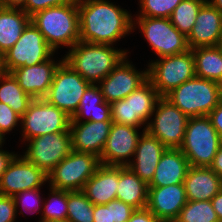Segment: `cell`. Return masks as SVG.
<instances>
[{"mask_svg":"<svg viewBox=\"0 0 222 222\" xmlns=\"http://www.w3.org/2000/svg\"><path fill=\"white\" fill-rule=\"evenodd\" d=\"M30 199H33V200H30ZM14 200L16 203V207H18L19 202L22 200L21 205H23V209H26V211H29L28 209L32 208L31 206L29 207V205H32V204L34 205V203L30 204L29 201L37 202L35 204L37 208L35 207V210H34V208H33V210L30 209L31 212L32 211L35 212L37 210L40 211L39 209H41V208H39L40 202H41V198L39 196V188L21 191L20 193H18L14 196ZM27 202L29 203L28 205H27ZM27 207H29V208L27 209Z\"/></svg>","mask_w":222,"mask_h":222,"instance_id":"cell-40","label":"cell"},{"mask_svg":"<svg viewBox=\"0 0 222 222\" xmlns=\"http://www.w3.org/2000/svg\"><path fill=\"white\" fill-rule=\"evenodd\" d=\"M189 167L188 159L180 149L167 148L159 160L154 177L148 187L183 183Z\"/></svg>","mask_w":222,"mask_h":222,"instance_id":"cell-25","label":"cell"},{"mask_svg":"<svg viewBox=\"0 0 222 222\" xmlns=\"http://www.w3.org/2000/svg\"><path fill=\"white\" fill-rule=\"evenodd\" d=\"M183 184L187 201H211L222 189V178L210 167L190 166Z\"/></svg>","mask_w":222,"mask_h":222,"instance_id":"cell-24","label":"cell"},{"mask_svg":"<svg viewBox=\"0 0 222 222\" xmlns=\"http://www.w3.org/2000/svg\"><path fill=\"white\" fill-rule=\"evenodd\" d=\"M85 116L88 117L85 121H112L110 103L104 101L98 85L90 84L86 88L70 122H81Z\"/></svg>","mask_w":222,"mask_h":222,"instance_id":"cell-26","label":"cell"},{"mask_svg":"<svg viewBox=\"0 0 222 222\" xmlns=\"http://www.w3.org/2000/svg\"><path fill=\"white\" fill-rule=\"evenodd\" d=\"M49 222H71L68 219H64V220H54V221H49Z\"/></svg>","mask_w":222,"mask_h":222,"instance_id":"cell-51","label":"cell"},{"mask_svg":"<svg viewBox=\"0 0 222 222\" xmlns=\"http://www.w3.org/2000/svg\"><path fill=\"white\" fill-rule=\"evenodd\" d=\"M128 222H162L156 218L153 213L146 207L143 209H136Z\"/></svg>","mask_w":222,"mask_h":222,"instance_id":"cell-41","label":"cell"},{"mask_svg":"<svg viewBox=\"0 0 222 222\" xmlns=\"http://www.w3.org/2000/svg\"><path fill=\"white\" fill-rule=\"evenodd\" d=\"M0 84V102L7 104L22 116L33 98L23 91L11 73L0 70Z\"/></svg>","mask_w":222,"mask_h":222,"instance_id":"cell-30","label":"cell"},{"mask_svg":"<svg viewBox=\"0 0 222 222\" xmlns=\"http://www.w3.org/2000/svg\"><path fill=\"white\" fill-rule=\"evenodd\" d=\"M16 155L0 178V194L14 197L24 190L37 189L48 181L45 174L24 156Z\"/></svg>","mask_w":222,"mask_h":222,"instance_id":"cell-15","label":"cell"},{"mask_svg":"<svg viewBox=\"0 0 222 222\" xmlns=\"http://www.w3.org/2000/svg\"><path fill=\"white\" fill-rule=\"evenodd\" d=\"M126 58L99 82L103 99L108 103L126 98L148 79L147 70L138 72Z\"/></svg>","mask_w":222,"mask_h":222,"instance_id":"cell-16","label":"cell"},{"mask_svg":"<svg viewBox=\"0 0 222 222\" xmlns=\"http://www.w3.org/2000/svg\"><path fill=\"white\" fill-rule=\"evenodd\" d=\"M100 165L96 155L71 150L48 174L50 188L80 191Z\"/></svg>","mask_w":222,"mask_h":222,"instance_id":"cell-8","label":"cell"},{"mask_svg":"<svg viewBox=\"0 0 222 222\" xmlns=\"http://www.w3.org/2000/svg\"><path fill=\"white\" fill-rule=\"evenodd\" d=\"M3 142H4V135L0 132V148L2 147Z\"/></svg>","mask_w":222,"mask_h":222,"instance_id":"cell-50","label":"cell"},{"mask_svg":"<svg viewBox=\"0 0 222 222\" xmlns=\"http://www.w3.org/2000/svg\"><path fill=\"white\" fill-rule=\"evenodd\" d=\"M54 52L42 33L30 22L15 45L2 56L0 70L10 73L20 67L39 64L50 59Z\"/></svg>","mask_w":222,"mask_h":222,"instance_id":"cell-9","label":"cell"},{"mask_svg":"<svg viewBox=\"0 0 222 222\" xmlns=\"http://www.w3.org/2000/svg\"><path fill=\"white\" fill-rule=\"evenodd\" d=\"M71 1L72 0H26L22 10L31 17L38 11L45 10L49 7L61 6Z\"/></svg>","mask_w":222,"mask_h":222,"instance_id":"cell-38","label":"cell"},{"mask_svg":"<svg viewBox=\"0 0 222 222\" xmlns=\"http://www.w3.org/2000/svg\"><path fill=\"white\" fill-rule=\"evenodd\" d=\"M61 62L60 60L59 63H55L52 59H48L39 64L20 67L10 73L24 92L33 99H40L47 95L55 71Z\"/></svg>","mask_w":222,"mask_h":222,"instance_id":"cell-20","label":"cell"},{"mask_svg":"<svg viewBox=\"0 0 222 222\" xmlns=\"http://www.w3.org/2000/svg\"><path fill=\"white\" fill-rule=\"evenodd\" d=\"M78 10L82 42L113 45L135 28L128 11L106 0H78Z\"/></svg>","mask_w":222,"mask_h":222,"instance_id":"cell-1","label":"cell"},{"mask_svg":"<svg viewBox=\"0 0 222 222\" xmlns=\"http://www.w3.org/2000/svg\"><path fill=\"white\" fill-rule=\"evenodd\" d=\"M155 108L154 121L148 122L143 131L158 138L166 148L180 149L189 117L164 96L158 99Z\"/></svg>","mask_w":222,"mask_h":222,"instance_id":"cell-11","label":"cell"},{"mask_svg":"<svg viewBox=\"0 0 222 222\" xmlns=\"http://www.w3.org/2000/svg\"><path fill=\"white\" fill-rule=\"evenodd\" d=\"M167 148L158 138L144 131L139 138L134 156L136 161H129V167L143 182L150 184L159 160Z\"/></svg>","mask_w":222,"mask_h":222,"instance_id":"cell-22","label":"cell"},{"mask_svg":"<svg viewBox=\"0 0 222 222\" xmlns=\"http://www.w3.org/2000/svg\"><path fill=\"white\" fill-rule=\"evenodd\" d=\"M111 126L112 121L70 122L71 149L100 157Z\"/></svg>","mask_w":222,"mask_h":222,"instance_id":"cell-19","label":"cell"},{"mask_svg":"<svg viewBox=\"0 0 222 222\" xmlns=\"http://www.w3.org/2000/svg\"><path fill=\"white\" fill-rule=\"evenodd\" d=\"M216 47L221 51L222 53V34L220 36V40L218 41Z\"/></svg>","mask_w":222,"mask_h":222,"instance_id":"cell-49","label":"cell"},{"mask_svg":"<svg viewBox=\"0 0 222 222\" xmlns=\"http://www.w3.org/2000/svg\"><path fill=\"white\" fill-rule=\"evenodd\" d=\"M208 0H182L173 10L170 21L186 37L191 32L198 12Z\"/></svg>","mask_w":222,"mask_h":222,"instance_id":"cell-31","label":"cell"},{"mask_svg":"<svg viewBox=\"0 0 222 222\" xmlns=\"http://www.w3.org/2000/svg\"><path fill=\"white\" fill-rule=\"evenodd\" d=\"M94 222H111V207L94 205Z\"/></svg>","mask_w":222,"mask_h":222,"instance_id":"cell-43","label":"cell"},{"mask_svg":"<svg viewBox=\"0 0 222 222\" xmlns=\"http://www.w3.org/2000/svg\"><path fill=\"white\" fill-rule=\"evenodd\" d=\"M117 200L123 201L135 209L147 207L148 184L127 166H119Z\"/></svg>","mask_w":222,"mask_h":222,"instance_id":"cell-28","label":"cell"},{"mask_svg":"<svg viewBox=\"0 0 222 222\" xmlns=\"http://www.w3.org/2000/svg\"><path fill=\"white\" fill-rule=\"evenodd\" d=\"M137 20L136 24L159 58L180 54L190 49L187 37L171 23L169 18L138 16Z\"/></svg>","mask_w":222,"mask_h":222,"instance_id":"cell-13","label":"cell"},{"mask_svg":"<svg viewBox=\"0 0 222 222\" xmlns=\"http://www.w3.org/2000/svg\"><path fill=\"white\" fill-rule=\"evenodd\" d=\"M18 121H21V116L7 104L0 102V132L5 136V133L11 131Z\"/></svg>","mask_w":222,"mask_h":222,"instance_id":"cell-36","label":"cell"},{"mask_svg":"<svg viewBox=\"0 0 222 222\" xmlns=\"http://www.w3.org/2000/svg\"><path fill=\"white\" fill-rule=\"evenodd\" d=\"M119 166L100 165L82 191L94 205H106L117 199Z\"/></svg>","mask_w":222,"mask_h":222,"instance_id":"cell-23","label":"cell"},{"mask_svg":"<svg viewBox=\"0 0 222 222\" xmlns=\"http://www.w3.org/2000/svg\"><path fill=\"white\" fill-rule=\"evenodd\" d=\"M147 77L160 96L196 76L195 58L192 49L186 52L161 57L148 66Z\"/></svg>","mask_w":222,"mask_h":222,"instance_id":"cell-6","label":"cell"},{"mask_svg":"<svg viewBox=\"0 0 222 222\" xmlns=\"http://www.w3.org/2000/svg\"><path fill=\"white\" fill-rule=\"evenodd\" d=\"M139 138L137 128L112 122L109 136L99 157L100 163L107 166H127L126 159L134 156Z\"/></svg>","mask_w":222,"mask_h":222,"instance_id":"cell-17","label":"cell"},{"mask_svg":"<svg viewBox=\"0 0 222 222\" xmlns=\"http://www.w3.org/2000/svg\"><path fill=\"white\" fill-rule=\"evenodd\" d=\"M1 65H2V56L0 54V68H1Z\"/></svg>","mask_w":222,"mask_h":222,"instance_id":"cell-52","label":"cell"},{"mask_svg":"<svg viewBox=\"0 0 222 222\" xmlns=\"http://www.w3.org/2000/svg\"><path fill=\"white\" fill-rule=\"evenodd\" d=\"M27 141L30 143L23 156L47 175L72 150L70 130L45 134Z\"/></svg>","mask_w":222,"mask_h":222,"instance_id":"cell-14","label":"cell"},{"mask_svg":"<svg viewBox=\"0 0 222 222\" xmlns=\"http://www.w3.org/2000/svg\"><path fill=\"white\" fill-rule=\"evenodd\" d=\"M17 209L14 197L0 194V222H14Z\"/></svg>","mask_w":222,"mask_h":222,"instance_id":"cell-39","label":"cell"},{"mask_svg":"<svg viewBox=\"0 0 222 222\" xmlns=\"http://www.w3.org/2000/svg\"><path fill=\"white\" fill-rule=\"evenodd\" d=\"M197 77L222 82V53L216 46L192 49Z\"/></svg>","mask_w":222,"mask_h":222,"instance_id":"cell-29","label":"cell"},{"mask_svg":"<svg viewBox=\"0 0 222 222\" xmlns=\"http://www.w3.org/2000/svg\"><path fill=\"white\" fill-rule=\"evenodd\" d=\"M182 0H140L139 16L170 18L175 7Z\"/></svg>","mask_w":222,"mask_h":222,"instance_id":"cell-35","label":"cell"},{"mask_svg":"<svg viewBox=\"0 0 222 222\" xmlns=\"http://www.w3.org/2000/svg\"><path fill=\"white\" fill-rule=\"evenodd\" d=\"M188 117L208 116L222 100L221 85L195 76L164 96Z\"/></svg>","mask_w":222,"mask_h":222,"instance_id":"cell-4","label":"cell"},{"mask_svg":"<svg viewBox=\"0 0 222 222\" xmlns=\"http://www.w3.org/2000/svg\"><path fill=\"white\" fill-rule=\"evenodd\" d=\"M111 207V222H128L132 213L136 210L132 206L120 200H113L106 204Z\"/></svg>","mask_w":222,"mask_h":222,"instance_id":"cell-37","label":"cell"},{"mask_svg":"<svg viewBox=\"0 0 222 222\" xmlns=\"http://www.w3.org/2000/svg\"><path fill=\"white\" fill-rule=\"evenodd\" d=\"M222 34V13L208 1L198 12L195 24L187 36L190 49L216 46Z\"/></svg>","mask_w":222,"mask_h":222,"instance_id":"cell-21","label":"cell"},{"mask_svg":"<svg viewBox=\"0 0 222 222\" xmlns=\"http://www.w3.org/2000/svg\"><path fill=\"white\" fill-rule=\"evenodd\" d=\"M16 154L9 153L0 149V178L2 174L7 170L9 164L14 159Z\"/></svg>","mask_w":222,"mask_h":222,"instance_id":"cell-44","label":"cell"},{"mask_svg":"<svg viewBox=\"0 0 222 222\" xmlns=\"http://www.w3.org/2000/svg\"><path fill=\"white\" fill-rule=\"evenodd\" d=\"M208 117L210 118L213 127L218 132V135L222 139V100L219 104L209 113Z\"/></svg>","mask_w":222,"mask_h":222,"instance_id":"cell-42","label":"cell"},{"mask_svg":"<svg viewBox=\"0 0 222 222\" xmlns=\"http://www.w3.org/2000/svg\"><path fill=\"white\" fill-rule=\"evenodd\" d=\"M161 96L147 79L126 98L110 103L112 122L139 128L153 116Z\"/></svg>","mask_w":222,"mask_h":222,"instance_id":"cell-7","label":"cell"},{"mask_svg":"<svg viewBox=\"0 0 222 222\" xmlns=\"http://www.w3.org/2000/svg\"><path fill=\"white\" fill-rule=\"evenodd\" d=\"M52 198L45 203L43 217L40 222L67 219L68 212V191L51 188ZM56 202V203H55Z\"/></svg>","mask_w":222,"mask_h":222,"instance_id":"cell-34","label":"cell"},{"mask_svg":"<svg viewBox=\"0 0 222 222\" xmlns=\"http://www.w3.org/2000/svg\"><path fill=\"white\" fill-rule=\"evenodd\" d=\"M127 55L108 44H92L79 41L63 60L87 82L95 84L104 79Z\"/></svg>","mask_w":222,"mask_h":222,"instance_id":"cell-3","label":"cell"},{"mask_svg":"<svg viewBox=\"0 0 222 222\" xmlns=\"http://www.w3.org/2000/svg\"><path fill=\"white\" fill-rule=\"evenodd\" d=\"M71 117L44 98L33 99L21 116L24 140L45 134L69 131Z\"/></svg>","mask_w":222,"mask_h":222,"instance_id":"cell-12","label":"cell"},{"mask_svg":"<svg viewBox=\"0 0 222 222\" xmlns=\"http://www.w3.org/2000/svg\"><path fill=\"white\" fill-rule=\"evenodd\" d=\"M1 6L6 8L22 9L25 6L26 0H0Z\"/></svg>","mask_w":222,"mask_h":222,"instance_id":"cell-47","label":"cell"},{"mask_svg":"<svg viewBox=\"0 0 222 222\" xmlns=\"http://www.w3.org/2000/svg\"><path fill=\"white\" fill-rule=\"evenodd\" d=\"M67 219L71 222H94V204L85 193L80 191H68Z\"/></svg>","mask_w":222,"mask_h":222,"instance_id":"cell-32","label":"cell"},{"mask_svg":"<svg viewBox=\"0 0 222 222\" xmlns=\"http://www.w3.org/2000/svg\"><path fill=\"white\" fill-rule=\"evenodd\" d=\"M31 22L54 51L59 45L73 47L80 41L78 0L38 11Z\"/></svg>","mask_w":222,"mask_h":222,"instance_id":"cell-2","label":"cell"},{"mask_svg":"<svg viewBox=\"0 0 222 222\" xmlns=\"http://www.w3.org/2000/svg\"><path fill=\"white\" fill-rule=\"evenodd\" d=\"M174 222H219L211 201H187Z\"/></svg>","mask_w":222,"mask_h":222,"instance_id":"cell-33","label":"cell"},{"mask_svg":"<svg viewBox=\"0 0 222 222\" xmlns=\"http://www.w3.org/2000/svg\"><path fill=\"white\" fill-rule=\"evenodd\" d=\"M89 85V82L62 60L55 71L53 81L44 99L72 117Z\"/></svg>","mask_w":222,"mask_h":222,"instance_id":"cell-10","label":"cell"},{"mask_svg":"<svg viewBox=\"0 0 222 222\" xmlns=\"http://www.w3.org/2000/svg\"><path fill=\"white\" fill-rule=\"evenodd\" d=\"M209 167L222 178V143Z\"/></svg>","mask_w":222,"mask_h":222,"instance_id":"cell-45","label":"cell"},{"mask_svg":"<svg viewBox=\"0 0 222 222\" xmlns=\"http://www.w3.org/2000/svg\"><path fill=\"white\" fill-rule=\"evenodd\" d=\"M186 203L183 183L148 187L147 208L162 222H174Z\"/></svg>","mask_w":222,"mask_h":222,"instance_id":"cell-18","label":"cell"},{"mask_svg":"<svg viewBox=\"0 0 222 222\" xmlns=\"http://www.w3.org/2000/svg\"><path fill=\"white\" fill-rule=\"evenodd\" d=\"M214 211L217 214L219 222H222V189L211 200Z\"/></svg>","mask_w":222,"mask_h":222,"instance_id":"cell-46","label":"cell"},{"mask_svg":"<svg viewBox=\"0 0 222 222\" xmlns=\"http://www.w3.org/2000/svg\"><path fill=\"white\" fill-rule=\"evenodd\" d=\"M31 17L22 9L0 8V54L3 56L15 45Z\"/></svg>","mask_w":222,"mask_h":222,"instance_id":"cell-27","label":"cell"},{"mask_svg":"<svg viewBox=\"0 0 222 222\" xmlns=\"http://www.w3.org/2000/svg\"><path fill=\"white\" fill-rule=\"evenodd\" d=\"M221 137L208 116L189 117L180 150L194 167H209L220 145Z\"/></svg>","mask_w":222,"mask_h":222,"instance_id":"cell-5","label":"cell"},{"mask_svg":"<svg viewBox=\"0 0 222 222\" xmlns=\"http://www.w3.org/2000/svg\"><path fill=\"white\" fill-rule=\"evenodd\" d=\"M208 2L222 13V0H209Z\"/></svg>","mask_w":222,"mask_h":222,"instance_id":"cell-48","label":"cell"}]
</instances>
